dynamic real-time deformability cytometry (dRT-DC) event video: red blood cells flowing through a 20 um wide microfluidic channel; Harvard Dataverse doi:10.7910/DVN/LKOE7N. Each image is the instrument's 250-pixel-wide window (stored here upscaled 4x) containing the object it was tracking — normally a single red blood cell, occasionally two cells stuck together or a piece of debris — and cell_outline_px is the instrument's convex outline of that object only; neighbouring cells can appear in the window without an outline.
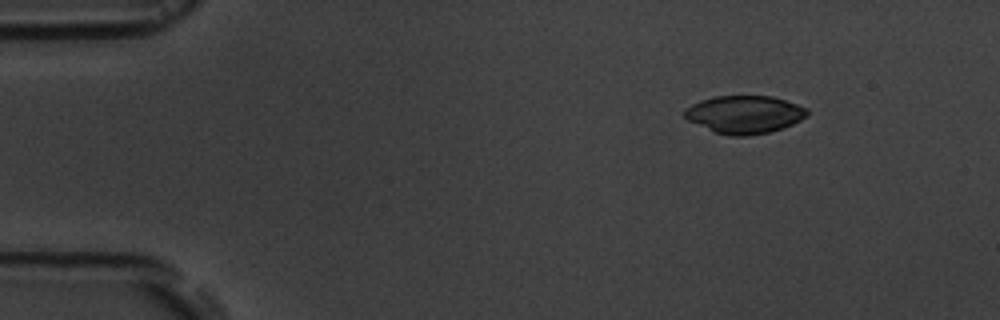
{"species": "common noctule bat (a hibernating species)", "species_latin": "Nyctalus noctula", "temperature_condition": "room temperature", "stored_images_in_passage": 3, "camera_frame_rate_fps": 3000, "um_per_image_px": 0.085, "animal": {"sex": "male", "body_mass_g": 19.5, "forearm_length_mm": 54.6}, "frame": {"image": 1, "passage_image": 1, "time_ms": 0.0, "image_size_px": [1000, 320], "cell_outline_px": [[808, 116], [792, 124], [768, 132], [748, 136], [732, 136], [716, 132], [688, 120], [684, 116], [684, 108], [700, 100], [716, 96], [772, 96], [808, 108]], "centroid_in_image_um": [63.28, 9.72], "position_along_channel_um": 21.7, "area_um2": 26.82}}
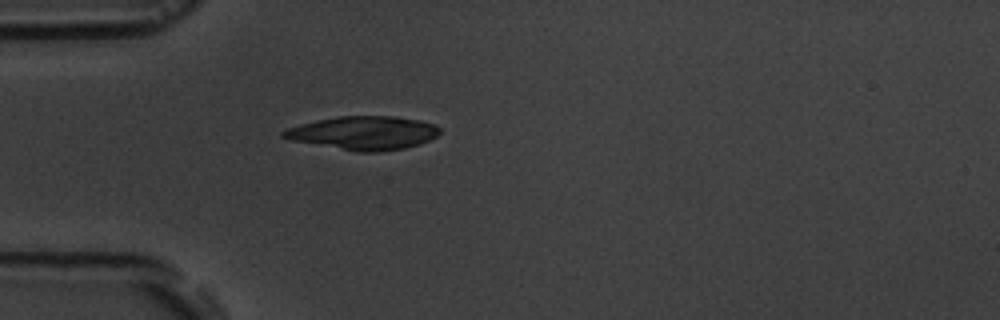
{"frame": {"image": 2, "passage_image": 3, "time_ms": 3.0, "image_size_px": [1000, 320], "cell_outline_px": [[440, 132], [436, 136], [420, 144], [404, 148], [380, 152], [356, 152], [292, 140], [280, 136], [280, 132], [288, 128], [300, 124], [316, 120], [336, 116], [396, 116], [420, 120], [436, 124], [440, 128]], "centroid_in_image_um": [30.91, 11.3], "position_along_channel_um": 54.1, "area_um2": 30.69}}